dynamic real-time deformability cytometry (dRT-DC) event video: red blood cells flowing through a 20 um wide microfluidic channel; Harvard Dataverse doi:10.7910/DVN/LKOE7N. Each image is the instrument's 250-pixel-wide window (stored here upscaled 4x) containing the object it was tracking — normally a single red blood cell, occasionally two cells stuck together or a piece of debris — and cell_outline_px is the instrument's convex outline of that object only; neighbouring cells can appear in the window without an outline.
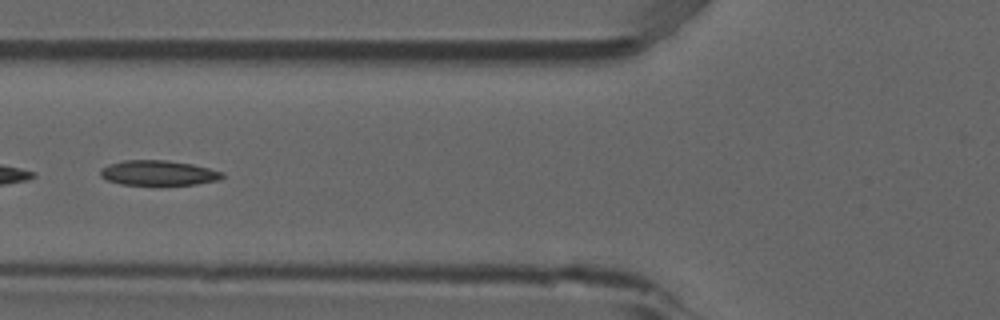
{"species": "common noctule bat (a hibernating species)", "species_latin": "Nyctalus noctula", "temperature_condition": "room temperature", "stored_images_in_passage": 6, "camera_frame_rate_fps": 3000, "um_per_image_px": 0.085, "animal": {"sex": "male", "forearm_length_mm": 52.5}, "frame": {"image": 1, "passage_image": 6, "time_ms": 1.667, "image_size_px": [1000, 320], "cell_outline_px": [[224, 176], [220, 180], [196, 184], [156, 188], [120, 184], [108, 180], [100, 176], [100, 168], [108, 164], [124, 160], [168, 160], [192, 164], [224, 172]], "centroid_in_image_um": [13.45, 14.75], "position_along_channel_um": 112.3, "area_um2": 18.79}}